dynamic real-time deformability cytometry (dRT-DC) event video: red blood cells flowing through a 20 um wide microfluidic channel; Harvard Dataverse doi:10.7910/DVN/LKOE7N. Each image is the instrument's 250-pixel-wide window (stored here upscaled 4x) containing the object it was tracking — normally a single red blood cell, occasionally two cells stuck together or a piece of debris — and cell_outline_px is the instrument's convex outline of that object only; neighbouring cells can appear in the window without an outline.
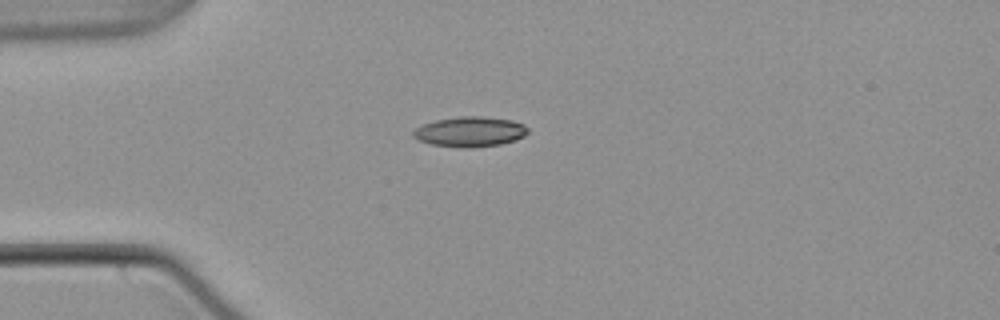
{"species": "common noctule bat (a hibernating species)", "species_latin": "Nyctalus noctula", "temperature_condition": "warm", "stored_images_in_passage": 41, "camera_frame_rate_fps": 3000, "um_per_image_px": 0.085, "animal": {"sex": "male", "body_mass_g": 21.5, "forearm_length_mm": 52.0}, "frame": {"image": 1, "passage_image": 1, "time_ms": 0.0, "image_size_px": [1000, 320], "cell_outline_px": [[528, 132], [524, 136], [516, 140], [500, 144], [468, 148], [460, 148], [432, 144], [420, 140], [412, 136], [412, 132], [416, 128], [424, 124], [436, 120], [460, 116], [480, 116], [512, 120], [524, 124], [528, 128]], "centroid_in_image_um": [39.97, 11.19], "position_along_channel_um": 45.0, "area_um2": 20.06}}
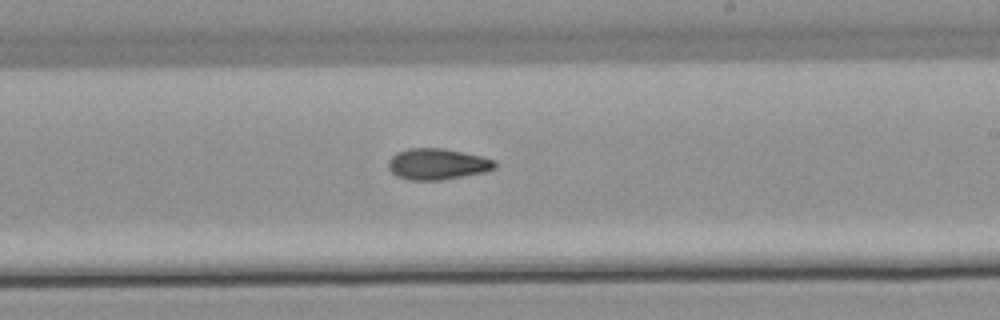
{"frame": {"image": 2, "passage_image": 19, "time_ms": 6.0, "image_size_px": [1000, 320], "cell_outline_px": [[496, 168], [484, 172], [440, 180], [408, 180], [396, 176], [388, 168], [388, 160], [396, 152], [408, 148], [444, 148], [480, 156], [496, 160]], "centroid_in_image_um": [37.15, 13.94], "position_along_channel_um": 251.9, "area_um2": 19.36}}
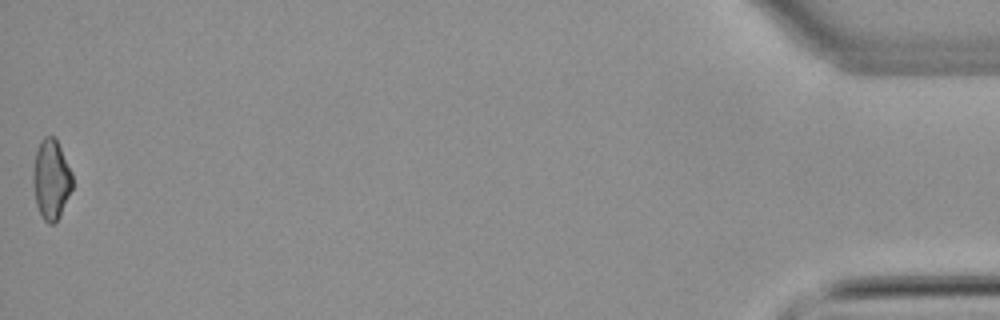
{"frame": {"image": 3, "passage_image": 41, "time_ms": 13.333, "image_size_px": [1000, 320], "cell_outline_px": [[72, 188], [60, 216], [52, 224], [48, 224], [44, 220], [36, 204], [32, 180], [32, 176], [36, 152], [40, 140], [44, 136], [56, 136], [72, 172]], "centroid_in_image_um": [4.35, 15.21], "position_along_channel_um": 430.8, "area_um2": 18.38}, "authors_computed_cell_mechanics": {"area_um2": 19.0162, "velocity_mm_per_s": 3.785, "shape_relaxation_time_tau1_ms": null, "shape_relaxation_time_tau2_ms": 5.1373, "deformation_change_tau1": null, "deformation_change_tau2": 0.1183}}